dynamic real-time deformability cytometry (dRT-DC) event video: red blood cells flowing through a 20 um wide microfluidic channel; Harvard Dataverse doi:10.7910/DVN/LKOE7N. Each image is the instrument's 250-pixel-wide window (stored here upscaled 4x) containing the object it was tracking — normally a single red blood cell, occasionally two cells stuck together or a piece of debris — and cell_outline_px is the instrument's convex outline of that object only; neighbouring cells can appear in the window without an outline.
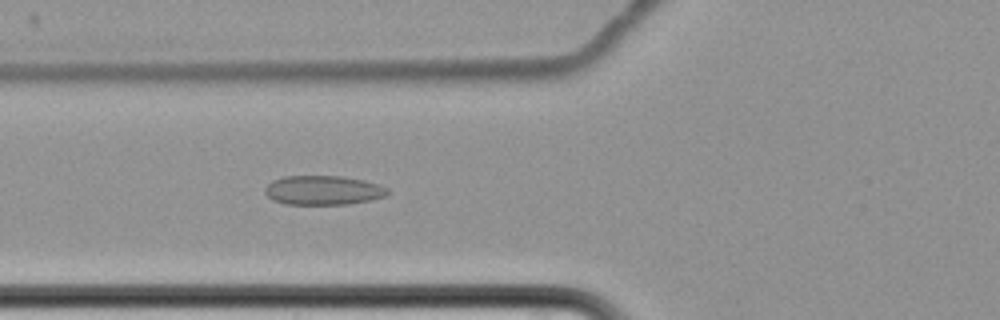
{"species": "common noctule bat (a hibernating species)", "species_latin": "Nyctalus noctula", "temperature_condition": "cold", "stored_images_in_passage": 7, "camera_frame_rate_fps": 3000, "um_per_image_px": 0.085, "animal": {"sex": "female", "body_mass_g": 22.7, "forearm_length_mm": 54.2}, "frame": {"image": 1, "passage_image": 7, "time_ms": 7.333, "image_size_px": [1000, 320], "cell_outline_px": [[388, 196], [348, 204], [284, 204], [272, 200], [264, 192], [264, 188], [272, 180], [284, 176], [340, 176], [364, 180], [388, 188]], "centroid_in_image_um": [27.44, 16.17], "position_along_channel_um": 98.4, "area_um2": 20.92}}